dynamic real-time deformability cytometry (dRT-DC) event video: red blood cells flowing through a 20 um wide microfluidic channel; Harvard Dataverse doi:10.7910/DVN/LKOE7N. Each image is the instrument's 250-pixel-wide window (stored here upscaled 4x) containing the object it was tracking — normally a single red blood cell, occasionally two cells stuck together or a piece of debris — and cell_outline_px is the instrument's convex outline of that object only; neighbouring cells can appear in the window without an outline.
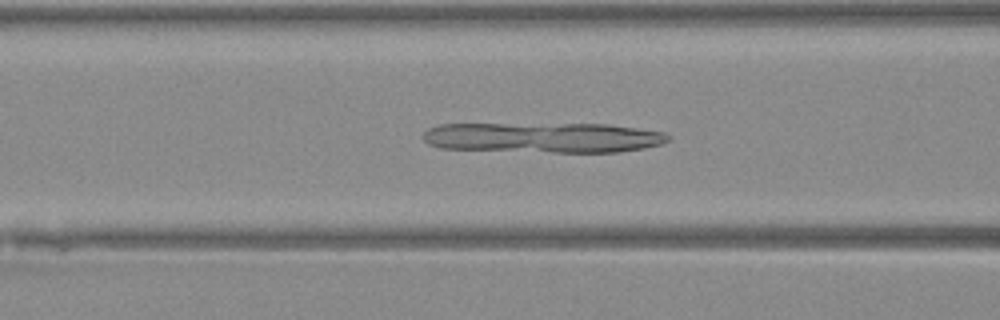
{"species": "Egyptian fruit bat (a non-hibernating species)", "species_latin": "Rousettus aegyptiacus", "temperature_condition": "warm", "stored_images_in_passage": 38, "camera_frame_rate_fps": 3000, "um_per_image_px": 0.085, "animal": {"sex": "female"}, "frame": {"image": 1, "passage_image": 10, "time_ms": 3.0, "image_size_px": [1000, 320], "cell_outline_px": [[672, 136], [668, 140], [660, 144], [644, 148], [620, 152], [552, 152], [440, 148], [428, 144], [424, 140], [424, 132], [428, 128], [440, 124], [608, 124], [668, 132]], "centroid_in_image_um": [46.23, 11.69], "position_along_channel_um": 120.4, "area_um2": 43.35}}
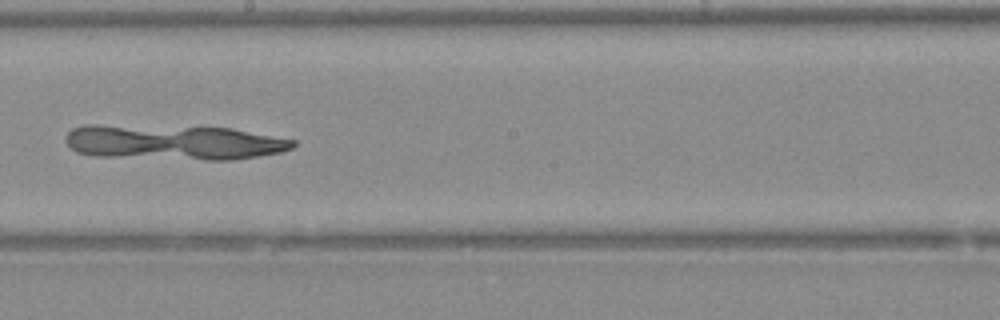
{"frame": {"image": 2, "passage_image": 18, "time_ms": 5.667, "image_size_px": [1000, 320], "cell_outline_px": [[296, 144], [292, 148], [280, 152], [232, 160], [208, 160], [96, 156], [76, 152], [64, 140], [68, 132], [72, 128], [84, 124], [96, 124], [232, 128], [296, 140]], "centroid_in_image_um": [14.72, 12.09], "position_along_channel_um": 233.5, "area_um2": 46.7}}
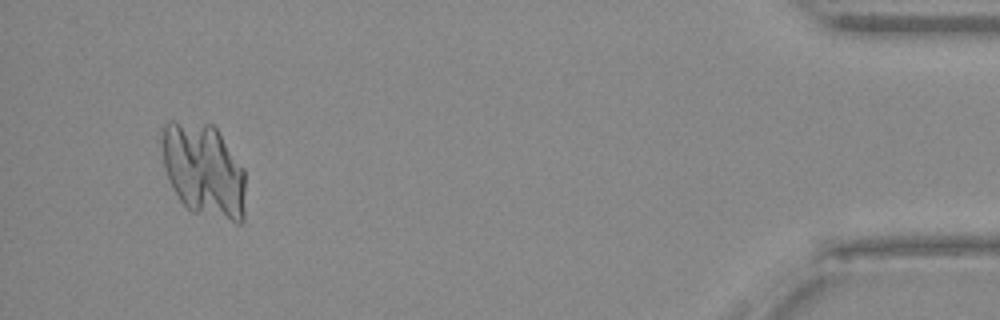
{"frame": {"image": 3, "passage_image": 36, "time_ms": 11.667, "image_size_px": [1000, 320], "cell_outline_px": [[244, 220], [240, 224], [236, 224], [192, 212], [180, 200], [168, 180], [164, 168], [160, 140], [160, 132], [164, 124], [168, 120], [176, 120], [212, 124], [216, 128], [244, 168]], "centroid_in_image_um": [17.29, 14.47], "position_along_channel_um": 417.9, "area_um2": 46.53}}